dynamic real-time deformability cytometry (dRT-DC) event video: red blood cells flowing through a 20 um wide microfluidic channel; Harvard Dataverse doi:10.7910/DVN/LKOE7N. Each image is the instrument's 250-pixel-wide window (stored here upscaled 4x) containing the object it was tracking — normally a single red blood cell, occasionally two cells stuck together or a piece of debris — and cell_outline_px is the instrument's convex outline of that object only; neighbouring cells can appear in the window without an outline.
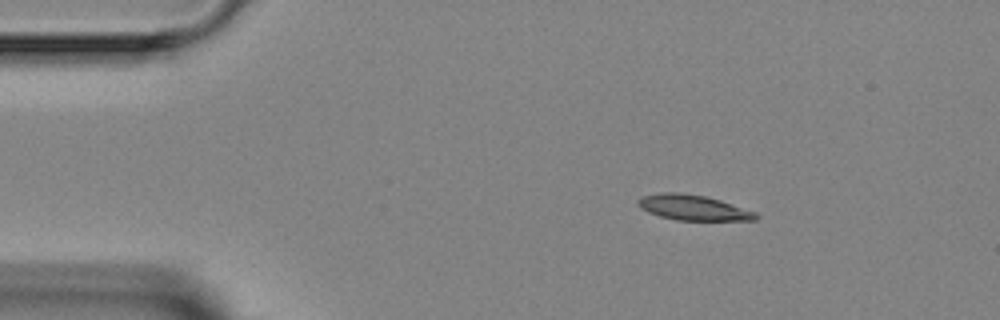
{"species": "Egyptian fruit bat (a non-hibernating species)", "species_latin": "Rousettus aegyptiacus", "temperature_condition": "room temperature", "stored_images_in_passage": 3, "camera_frame_rate_fps": 3000, "um_per_image_px": 0.085, "animal": {"sex": "female"}, "frame": {"image": 1, "passage_image": 1, "time_ms": 0.0, "image_size_px": [1000, 320], "cell_outline_px": [[760, 216], [756, 220], [676, 220], [660, 216], [648, 212], [640, 208], [636, 200], [640, 196], [660, 192], [676, 192], [704, 196], [720, 200], [756, 212]], "centroid_in_image_um": [58.89, 17.64], "position_along_channel_um": 26.1, "area_um2": 17.4}}
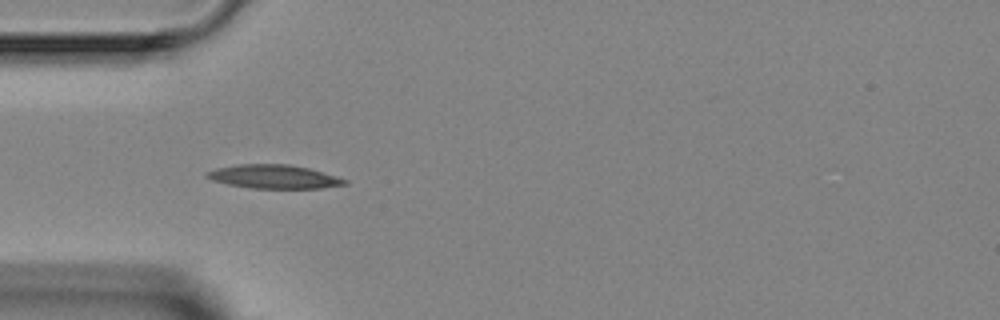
{"frame": {"image": 2, "passage_image": 3, "time_ms": 2.333, "image_size_px": [1000, 320], "cell_outline_px": [[348, 184], [320, 188], [248, 188], [228, 184], [212, 180], [204, 176], [204, 172], [216, 168], [236, 164], [288, 164], [308, 168], [336, 176], [348, 180]], "centroid_in_image_um": [23.24, 15.01], "position_along_channel_um": 61.8, "area_um2": 19.07}}